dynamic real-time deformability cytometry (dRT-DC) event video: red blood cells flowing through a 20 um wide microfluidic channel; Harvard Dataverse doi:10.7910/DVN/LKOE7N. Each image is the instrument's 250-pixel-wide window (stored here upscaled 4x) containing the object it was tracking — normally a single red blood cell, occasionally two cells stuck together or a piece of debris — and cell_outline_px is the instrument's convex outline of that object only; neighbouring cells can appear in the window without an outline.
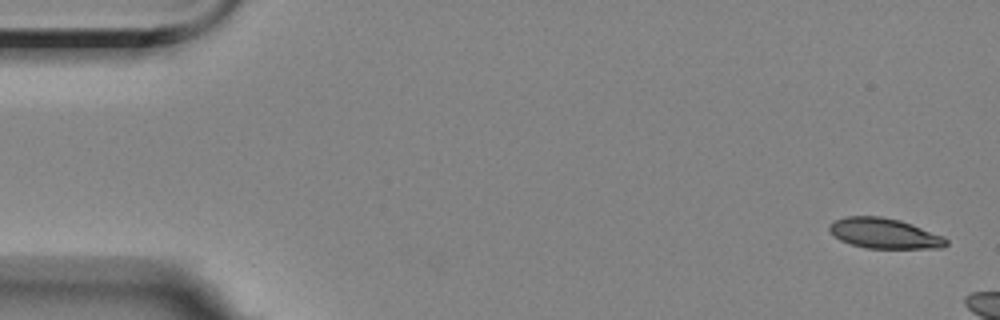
{"species": "Egyptian fruit bat (a non-hibernating species)", "species_latin": "Rousettus aegyptiacus", "temperature_condition": "room temperature", "stored_images_in_passage": 3, "camera_frame_rate_fps": 3000, "um_per_image_px": 0.085, "animal": {"sex": "female"}, "frame": {"image": 1, "passage_image": 1, "time_ms": 0.0, "image_size_px": [1000, 320], "cell_outline_px": [[948, 244], [940, 248], [864, 248], [840, 240], [828, 228], [828, 224], [832, 220], [844, 216], [880, 216], [900, 220], [912, 224], [944, 236], [948, 240]], "centroid_in_image_um": [75.16, 19.82], "position_along_channel_um": 9.8, "area_um2": 20.69}}